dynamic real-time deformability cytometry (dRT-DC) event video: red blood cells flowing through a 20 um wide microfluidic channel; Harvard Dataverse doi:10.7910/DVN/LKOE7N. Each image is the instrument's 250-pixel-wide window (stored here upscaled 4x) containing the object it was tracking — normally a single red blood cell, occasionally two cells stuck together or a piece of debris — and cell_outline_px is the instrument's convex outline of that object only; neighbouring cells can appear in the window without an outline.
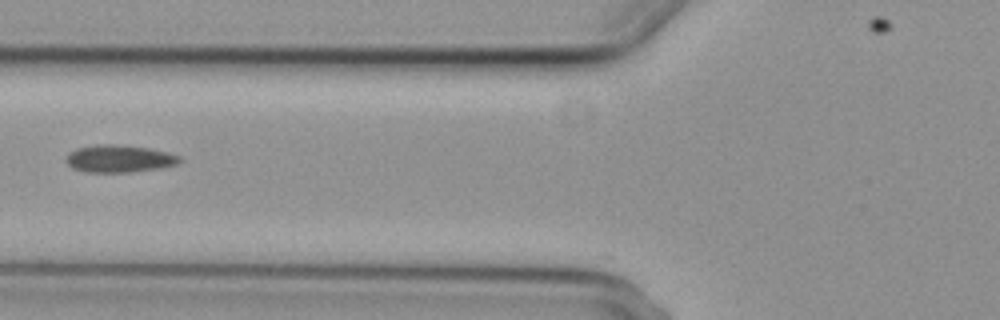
{"species": "common noctule bat (a hibernating species)", "species_latin": "Nyctalus noctula", "temperature_condition": "cold", "stored_images_in_passage": 5, "camera_frame_rate_fps": 3000, "um_per_image_px": 0.085, "animal": {"sex": "female", "body_mass_g": 29.2, "forearm_length_mm": 56.3}, "frame": {"image": 1, "passage_image": 5, "time_ms": 5.667, "image_size_px": [1000, 320], "cell_outline_px": [[184, 160], [176, 164], [160, 168], [132, 172], [84, 172], [72, 168], [64, 160], [68, 152], [76, 148], [96, 144], [112, 144], [148, 148], [168, 152], [180, 156]], "centroid_in_image_um": [10.11, 13.49], "position_along_channel_um": 115.7, "area_um2": 18.32}}